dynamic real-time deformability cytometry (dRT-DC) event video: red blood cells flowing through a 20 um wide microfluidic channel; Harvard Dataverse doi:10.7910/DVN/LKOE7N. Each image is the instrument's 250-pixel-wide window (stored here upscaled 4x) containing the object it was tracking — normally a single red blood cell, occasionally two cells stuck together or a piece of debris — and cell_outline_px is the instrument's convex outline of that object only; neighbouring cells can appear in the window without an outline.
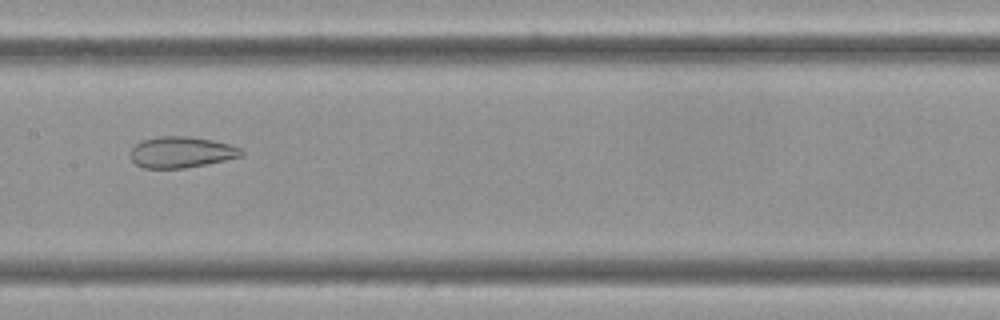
{"species": "Egyptian fruit bat (a non-hibernating species)", "species_latin": "Rousettus aegyptiacus", "temperature_condition": "cold", "stored_images_in_passage": 58, "camera_frame_rate_fps": 3000, "um_per_image_px": 0.085, "frame": {"image": 1, "passage_image": 29, "time_ms": 9.333, "image_size_px": [1000, 320], "cell_outline_px": [[244, 156], [184, 168], [144, 168], [136, 164], [132, 160], [132, 148], [140, 140], [160, 136], [188, 136], [212, 140], [228, 144], [240, 148], [244, 152]], "centroid_in_image_um": [15.41, 12.93], "position_along_channel_um": 192.0, "area_um2": 19.94}}
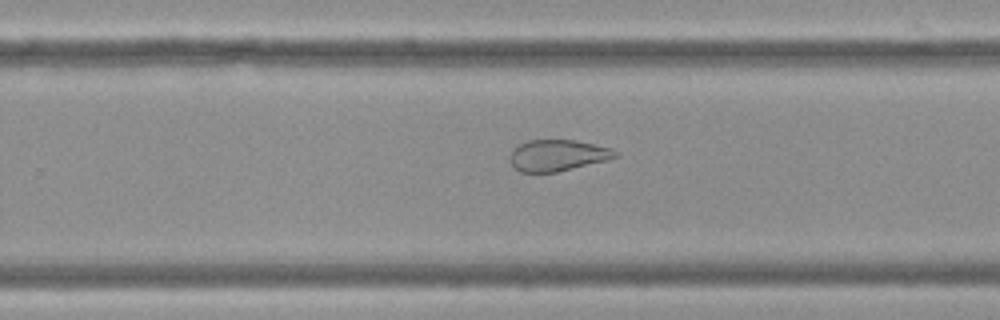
{"frame": {"image": 2, "passage_image": 37, "time_ms": 12.0, "image_size_px": [1000, 320], "cell_outline_px": [[620, 156], [608, 160], [556, 172], [520, 172], [512, 164], [512, 148], [528, 140], [572, 140], [612, 148], [620, 152]], "centroid_in_image_um": [47.46, 13.2], "position_along_channel_um": 282.3, "area_um2": 19.07}}
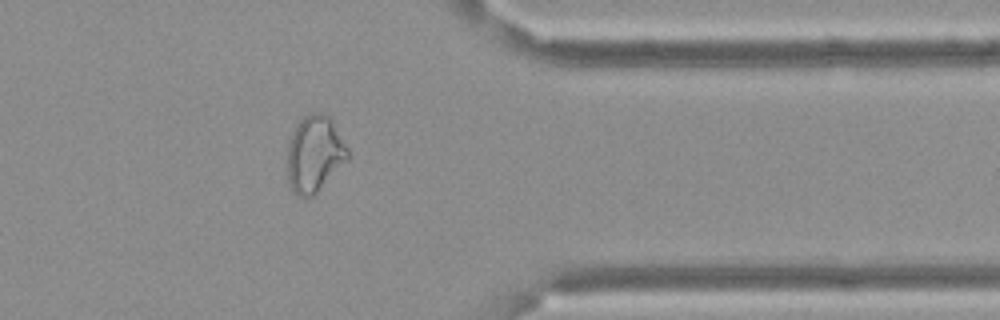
{"frame": {"image": 3, "passage_image": 47, "time_ms": 15.333, "image_size_px": [1000, 320], "cell_outline_px": [[348, 156], [316, 192], [312, 196], [296, 196], [292, 192], [288, 180], [288, 144], [292, 132], [300, 120], [308, 112], [320, 112], [328, 116], [332, 120], [348, 148]], "centroid_in_image_um": [26.69, 13.04], "position_along_channel_um": 384.7, "area_um2": 26.3}, "authors_computed_cell_mechanics": {"area_um2": 27.5995, "velocity_mm_per_s": 3.4067, "shape_relaxation_time_tau1_ms": null, "shape_relaxation_time_tau2_ms": 3.0085, "deformation_change_tau1": null, "deformation_change_tau2": 0.1062}}